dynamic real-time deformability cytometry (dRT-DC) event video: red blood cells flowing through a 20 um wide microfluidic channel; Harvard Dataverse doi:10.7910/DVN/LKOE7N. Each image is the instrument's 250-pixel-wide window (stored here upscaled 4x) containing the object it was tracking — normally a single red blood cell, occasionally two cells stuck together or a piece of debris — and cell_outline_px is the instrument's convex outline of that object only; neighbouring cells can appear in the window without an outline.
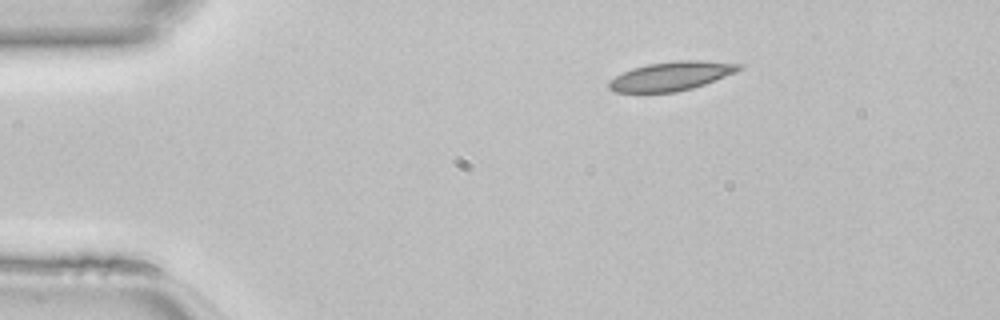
{"species": "common noctule bat (a hibernating species)", "species_latin": "Nyctalus noctula", "temperature_condition": "room temperature", "stored_images_in_passage": 40, "camera_frame_rate_fps": 3000, "um_per_image_px": 0.085, "animal": {"sex": "female", "body_mass_g": 22.7, "forearm_length_mm": 54.2}, "frame": {"image": 1, "passage_image": 1, "time_ms": 0.0, "image_size_px": [1000, 320], "cell_outline_px": [[744, 68], [736, 72], [704, 84], [692, 88], [676, 92], [612, 92], [608, 88], [608, 80], [632, 68], [648, 64], [676, 60], [700, 60], [744, 64]], "centroid_in_image_um": [57.06, 6.46], "position_along_channel_um": 27.9, "area_um2": 21.96}}
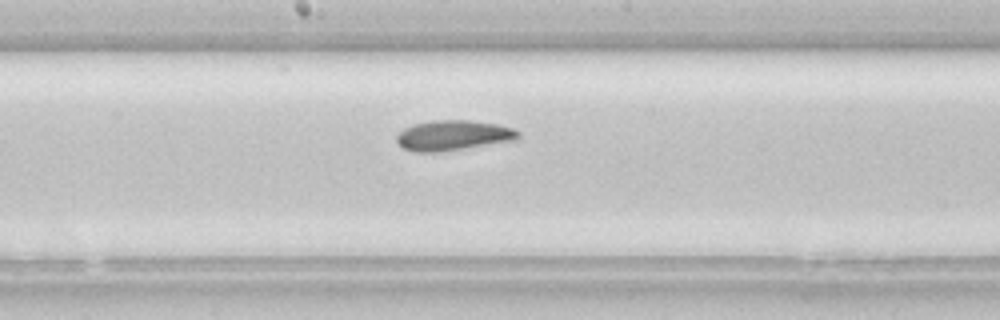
{"frame": {"image": 2, "passage_image": 18, "time_ms": 5.667, "image_size_px": [1000, 320], "cell_outline_px": [[520, 136], [516, 140], [464, 148], [436, 152], [416, 152], [404, 148], [396, 140], [396, 136], [404, 128], [412, 124], [432, 120], [468, 120], [496, 124], [512, 128], [520, 132]], "centroid_in_image_um": [38.51, 11.5], "position_along_channel_um": 209.7, "area_um2": 21.21}}
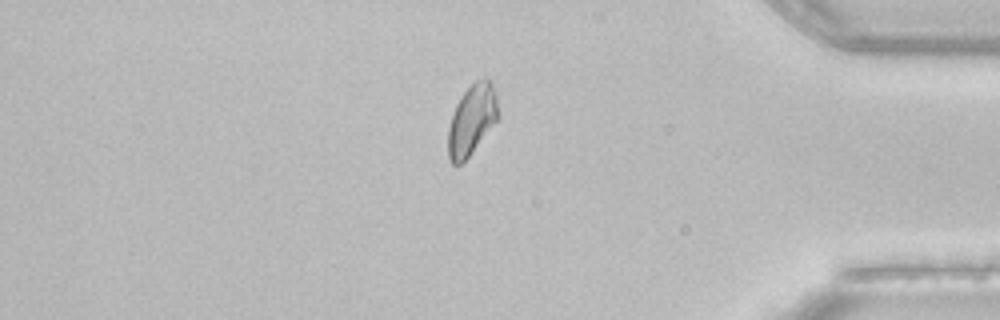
{"frame": {"image": 3, "passage_image": 33, "time_ms": 10.667, "image_size_px": [1000, 320], "cell_outline_px": [[500, 116], [468, 156], [460, 164], [452, 164], [448, 160], [448, 128], [456, 104], [460, 96], [476, 80], [488, 80], [492, 84], [496, 92]], "centroid_in_image_um": [40.1, 10.18], "position_along_channel_um": 395.1, "area_um2": 20.23}}